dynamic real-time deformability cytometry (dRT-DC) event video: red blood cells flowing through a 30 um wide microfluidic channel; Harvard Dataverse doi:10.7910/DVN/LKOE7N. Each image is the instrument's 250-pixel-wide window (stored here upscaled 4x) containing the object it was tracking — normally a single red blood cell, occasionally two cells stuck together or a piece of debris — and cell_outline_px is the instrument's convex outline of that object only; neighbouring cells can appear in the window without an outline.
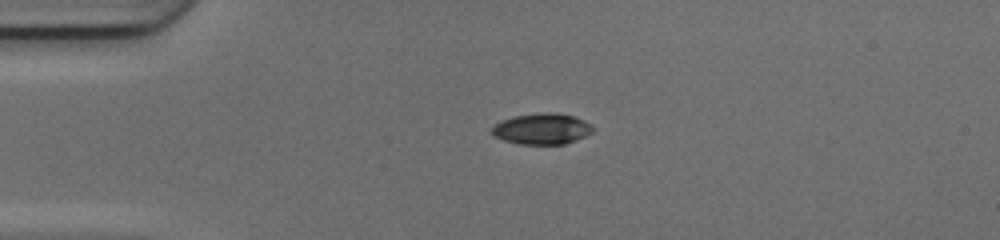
{"species": "common noctule bat (a hibernating species)", "species_latin": "Nyctalus noctula", "temperature_condition": "cold", "stored_images_in_passage": 38, "camera_frame_rate_fps": 3000, "um_per_image_px": 0.085, "animal": {"sex": "female", "body_mass_g": 17.0, "forearm_length_mm": 48.0}, "frame": {"image": 1, "passage_image": 1, "time_ms": 0.0, "image_size_px": [1000, 240], "cell_outline_px": [[596, 128], [592, 132], [576, 140], [564, 144], [520, 144], [504, 140], [496, 136], [492, 132], [492, 128], [500, 120], [512, 116], [548, 112], [552, 112], [572, 116], [584, 120]], "centroid_in_image_um": [46.08, 10.95], "position_along_channel_um": 38.9, "area_um2": 18.09}}
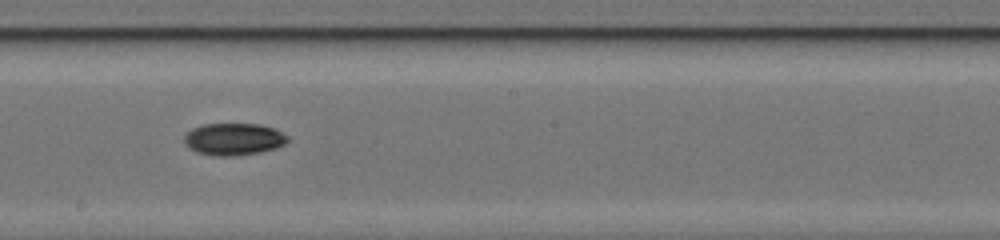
{"frame": {"image": 2, "passage_image": 17, "time_ms": 5.333, "image_size_px": [1000, 240], "cell_outline_px": [[288, 140], [284, 144], [276, 148], [260, 152], [232, 156], [216, 156], [196, 152], [188, 148], [184, 144], [184, 136], [192, 128], [204, 124], [260, 124], [276, 128], [288, 136]], "centroid_in_image_um": [19.86, 11.82], "position_along_channel_um": 228.3, "area_um2": 19.48}}
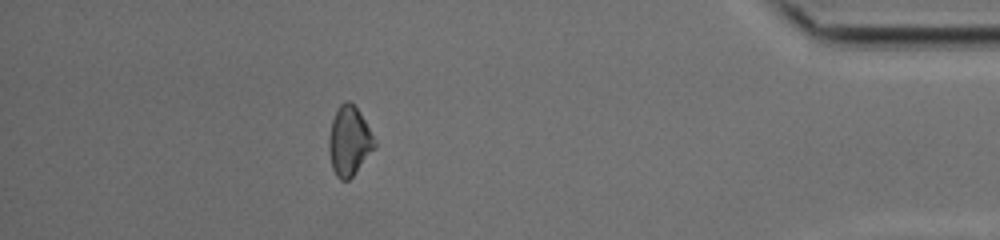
{"frame": {"image": 3, "passage_image": 33, "time_ms": 10.667, "image_size_px": [1000, 240], "cell_outline_px": [[376, 148], [352, 176], [348, 180], [340, 180], [336, 176], [332, 168], [328, 152], [328, 136], [332, 120], [340, 104], [344, 100], [348, 100], [356, 108], [364, 120], [376, 144]], "centroid_in_image_um": [29.65, 12.01], "position_along_channel_um": 405.5, "area_um2": 18.32}}